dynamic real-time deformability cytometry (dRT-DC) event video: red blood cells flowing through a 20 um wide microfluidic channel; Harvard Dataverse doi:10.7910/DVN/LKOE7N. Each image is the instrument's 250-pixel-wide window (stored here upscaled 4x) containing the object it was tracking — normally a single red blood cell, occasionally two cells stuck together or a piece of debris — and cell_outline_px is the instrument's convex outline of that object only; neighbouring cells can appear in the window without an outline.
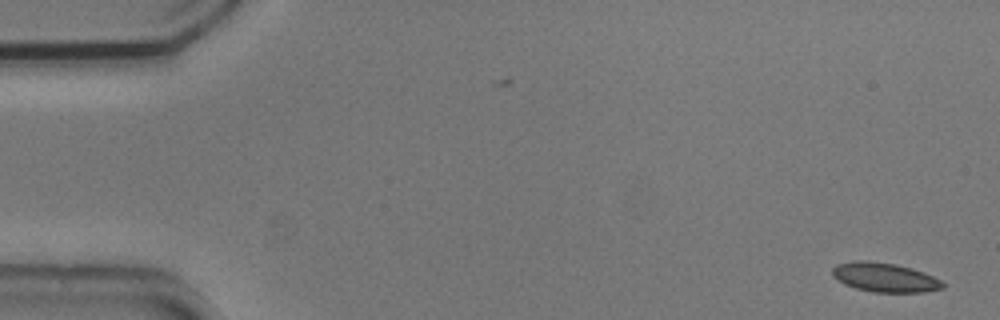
{"species": "common noctule bat (a hibernating species)", "species_latin": "Nyctalus noctula", "temperature_condition": "cold", "stored_images_in_passage": 4, "camera_frame_rate_fps": 3000, "um_per_image_px": 0.085, "animal": {"sex": "male", "body_mass_g": 20.5, "forearm_length_mm": 52.5}, "frame": {"image": 1, "passage_image": 1, "time_ms": 0.0, "image_size_px": [1000, 320], "cell_outline_px": [[944, 288], [924, 292], [872, 292], [856, 288], [844, 284], [832, 276], [832, 268], [836, 264], [852, 260], [868, 260], [896, 264], [912, 268], [924, 272], [940, 280], [944, 284]], "centroid_in_image_um": [75.17, 23.56], "position_along_channel_um": 9.8, "area_um2": 18.96}}
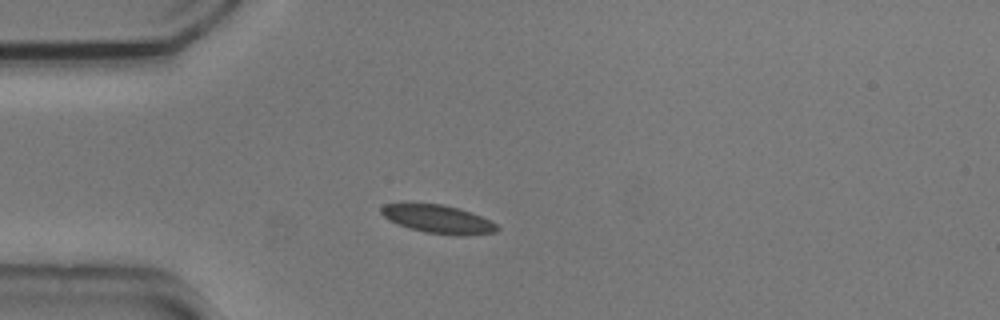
{"frame": {"image": 2, "passage_image": 4, "time_ms": 1.0, "image_size_px": [1000, 320], "cell_outline_px": [[500, 228], [496, 232], [464, 236], [456, 236], [424, 232], [400, 224], [384, 216], [380, 212], [380, 208], [384, 204], [444, 204], [460, 208], [472, 212], [496, 224]], "centroid_in_image_um": [37.3, 18.63], "position_along_channel_um": 47.7, "area_um2": 18.9}}